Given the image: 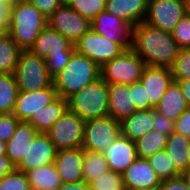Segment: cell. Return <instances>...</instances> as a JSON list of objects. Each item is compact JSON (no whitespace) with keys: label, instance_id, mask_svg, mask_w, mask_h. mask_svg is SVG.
Segmentation results:
<instances>
[{"label":"cell","instance_id":"obj_1","mask_svg":"<svg viewBox=\"0 0 190 190\" xmlns=\"http://www.w3.org/2000/svg\"><path fill=\"white\" fill-rule=\"evenodd\" d=\"M132 50L146 66L171 68L180 48L170 32L142 21L134 26Z\"/></svg>","mask_w":190,"mask_h":190},{"label":"cell","instance_id":"obj_2","mask_svg":"<svg viewBox=\"0 0 190 190\" xmlns=\"http://www.w3.org/2000/svg\"><path fill=\"white\" fill-rule=\"evenodd\" d=\"M47 25V17L28 0L10 7L8 34L21 50H29Z\"/></svg>","mask_w":190,"mask_h":190},{"label":"cell","instance_id":"obj_3","mask_svg":"<svg viewBox=\"0 0 190 190\" xmlns=\"http://www.w3.org/2000/svg\"><path fill=\"white\" fill-rule=\"evenodd\" d=\"M100 68L88 57L74 52L65 68L53 77V86L59 97L68 99L86 85L101 77Z\"/></svg>","mask_w":190,"mask_h":190},{"label":"cell","instance_id":"obj_4","mask_svg":"<svg viewBox=\"0 0 190 190\" xmlns=\"http://www.w3.org/2000/svg\"><path fill=\"white\" fill-rule=\"evenodd\" d=\"M67 101L68 109L84 121L108 116V83L100 77L71 95Z\"/></svg>","mask_w":190,"mask_h":190},{"label":"cell","instance_id":"obj_5","mask_svg":"<svg viewBox=\"0 0 190 190\" xmlns=\"http://www.w3.org/2000/svg\"><path fill=\"white\" fill-rule=\"evenodd\" d=\"M13 74L19 91H39L53 85L45 59L29 50L21 51Z\"/></svg>","mask_w":190,"mask_h":190},{"label":"cell","instance_id":"obj_6","mask_svg":"<svg viewBox=\"0 0 190 190\" xmlns=\"http://www.w3.org/2000/svg\"><path fill=\"white\" fill-rule=\"evenodd\" d=\"M144 61L132 50H124L119 56L105 63L101 68V78L108 84H132L140 80Z\"/></svg>","mask_w":190,"mask_h":190},{"label":"cell","instance_id":"obj_7","mask_svg":"<svg viewBox=\"0 0 190 190\" xmlns=\"http://www.w3.org/2000/svg\"><path fill=\"white\" fill-rule=\"evenodd\" d=\"M85 121L69 109L45 133L57 150L81 148Z\"/></svg>","mask_w":190,"mask_h":190},{"label":"cell","instance_id":"obj_8","mask_svg":"<svg viewBox=\"0 0 190 190\" xmlns=\"http://www.w3.org/2000/svg\"><path fill=\"white\" fill-rule=\"evenodd\" d=\"M121 135L120 121L110 115L85 121L82 148L92 152H103Z\"/></svg>","mask_w":190,"mask_h":190},{"label":"cell","instance_id":"obj_9","mask_svg":"<svg viewBox=\"0 0 190 190\" xmlns=\"http://www.w3.org/2000/svg\"><path fill=\"white\" fill-rule=\"evenodd\" d=\"M75 51L88 57L99 67L119 56L125 49L118 43L96 33L90 28L74 43Z\"/></svg>","mask_w":190,"mask_h":190},{"label":"cell","instance_id":"obj_10","mask_svg":"<svg viewBox=\"0 0 190 190\" xmlns=\"http://www.w3.org/2000/svg\"><path fill=\"white\" fill-rule=\"evenodd\" d=\"M184 15V0H149L144 22L171 33Z\"/></svg>","mask_w":190,"mask_h":190},{"label":"cell","instance_id":"obj_11","mask_svg":"<svg viewBox=\"0 0 190 190\" xmlns=\"http://www.w3.org/2000/svg\"><path fill=\"white\" fill-rule=\"evenodd\" d=\"M47 19L49 26L73 44L91 28V22L74 11L69 5L59 6Z\"/></svg>","mask_w":190,"mask_h":190},{"label":"cell","instance_id":"obj_12","mask_svg":"<svg viewBox=\"0 0 190 190\" xmlns=\"http://www.w3.org/2000/svg\"><path fill=\"white\" fill-rule=\"evenodd\" d=\"M91 28L110 41L120 44L125 50L133 47L134 26L110 14L106 10L100 12L92 21Z\"/></svg>","mask_w":190,"mask_h":190},{"label":"cell","instance_id":"obj_13","mask_svg":"<svg viewBox=\"0 0 190 190\" xmlns=\"http://www.w3.org/2000/svg\"><path fill=\"white\" fill-rule=\"evenodd\" d=\"M56 155L55 145L46 134L39 133L27 146L25 156L16 169L27 172L43 165L53 164Z\"/></svg>","mask_w":190,"mask_h":190},{"label":"cell","instance_id":"obj_14","mask_svg":"<svg viewBox=\"0 0 190 190\" xmlns=\"http://www.w3.org/2000/svg\"><path fill=\"white\" fill-rule=\"evenodd\" d=\"M57 97L53 85L39 91H19L13 114L21 122H27L33 114L52 103Z\"/></svg>","mask_w":190,"mask_h":190},{"label":"cell","instance_id":"obj_15","mask_svg":"<svg viewBox=\"0 0 190 190\" xmlns=\"http://www.w3.org/2000/svg\"><path fill=\"white\" fill-rule=\"evenodd\" d=\"M145 89L146 100L155 107L173 81L170 68L145 66L139 80Z\"/></svg>","mask_w":190,"mask_h":190},{"label":"cell","instance_id":"obj_16","mask_svg":"<svg viewBox=\"0 0 190 190\" xmlns=\"http://www.w3.org/2000/svg\"><path fill=\"white\" fill-rule=\"evenodd\" d=\"M102 154L111 171L123 174L137 158L135 141L119 135Z\"/></svg>","mask_w":190,"mask_h":190},{"label":"cell","instance_id":"obj_17","mask_svg":"<svg viewBox=\"0 0 190 190\" xmlns=\"http://www.w3.org/2000/svg\"><path fill=\"white\" fill-rule=\"evenodd\" d=\"M84 149H60L54 160L62 183H76L83 180Z\"/></svg>","mask_w":190,"mask_h":190},{"label":"cell","instance_id":"obj_18","mask_svg":"<svg viewBox=\"0 0 190 190\" xmlns=\"http://www.w3.org/2000/svg\"><path fill=\"white\" fill-rule=\"evenodd\" d=\"M122 175L123 185L128 190L159 188L161 185L160 178L145 158L137 157Z\"/></svg>","mask_w":190,"mask_h":190},{"label":"cell","instance_id":"obj_19","mask_svg":"<svg viewBox=\"0 0 190 190\" xmlns=\"http://www.w3.org/2000/svg\"><path fill=\"white\" fill-rule=\"evenodd\" d=\"M29 51L43 59L48 53H62V51H75L74 44L59 32L47 25L39 34Z\"/></svg>","mask_w":190,"mask_h":190},{"label":"cell","instance_id":"obj_20","mask_svg":"<svg viewBox=\"0 0 190 190\" xmlns=\"http://www.w3.org/2000/svg\"><path fill=\"white\" fill-rule=\"evenodd\" d=\"M149 0H106L105 10L135 26L145 20Z\"/></svg>","mask_w":190,"mask_h":190},{"label":"cell","instance_id":"obj_21","mask_svg":"<svg viewBox=\"0 0 190 190\" xmlns=\"http://www.w3.org/2000/svg\"><path fill=\"white\" fill-rule=\"evenodd\" d=\"M109 115L121 121L136 112L132 102V84H108Z\"/></svg>","mask_w":190,"mask_h":190},{"label":"cell","instance_id":"obj_22","mask_svg":"<svg viewBox=\"0 0 190 190\" xmlns=\"http://www.w3.org/2000/svg\"><path fill=\"white\" fill-rule=\"evenodd\" d=\"M37 130L27 122H19L13 136L6 143V156L17 167L30 142L38 135Z\"/></svg>","mask_w":190,"mask_h":190},{"label":"cell","instance_id":"obj_23","mask_svg":"<svg viewBox=\"0 0 190 190\" xmlns=\"http://www.w3.org/2000/svg\"><path fill=\"white\" fill-rule=\"evenodd\" d=\"M188 108L189 105L176 81L171 82L159 103L154 107L156 112L173 121H176Z\"/></svg>","mask_w":190,"mask_h":190},{"label":"cell","instance_id":"obj_24","mask_svg":"<svg viewBox=\"0 0 190 190\" xmlns=\"http://www.w3.org/2000/svg\"><path fill=\"white\" fill-rule=\"evenodd\" d=\"M154 128V109L136 111L120 121L121 135L136 141Z\"/></svg>","mask_w":190,"mask_h":190},{"label":"cell","instance_id":"obj_25","mask_svg":"<svg viewBox=\"0 0 190 190\" xmlns=\"http://www.w3.org/2000/svg\"><path fill=\"white\" fill-rule=\"evenodd\" d=\"M67 109V99L58 96L52 103L33 114L27 123L31 124L38 133L45 134Z\"/></svg>","mask_w":190,"mask_h":190},{"label":"cell","instance_id":"obj_26","mask_svg":"<svg viewBox=\"0 0 190 190\" xmlns=\"http://www.w3.org/2000/svg\"><path fill=\"white\" fill-rule=\"evenodd\" d=\"M25 174L31 190H58L62 185L54 163L28 170Z\"/></svg>","mask_w":190,"mask_h":190},{"label":"cell","instance_id":"obj_27","mask_svg":"<svg viewBox=\"0 0 190 190\" xmlns=\"http://www.w3.org/2000/svg\"><path fill=\"white\" fill-rule=\"evenodd\" d=\"M190 138L177 132H173L167 137L165 147L166 153L169 154L175 168L182 173L188 169V151Z\"/></svg>","mask_w":190,"mask_h":190},{"label":"cell","instance_id":"obj_28","mask_svg":"<svg viewBox=\"0 0 190 190\" xmlns=\"http://www.w3.org/2000/svg\"><path fill=\"white\" fill-rule=\"evenodd\" d=\"M18 94L14 74L0 73V114L13 113Z\"/></svg>","mask_w":190,"mask_h":190},{"label":"cell","instance_id":"obj_29","mask_svg":"<svg viewBox=\"0 0 190 190\" xmlns=\"http://www.w3.org/2000/svg\"><path fill=\"white\" fill-rule=\"evenodd\" d=\"M167 137L155 130L143 135L135 141L137 157L147 159L156 152L165 150Z\"/></svg>","mask_w":190,"mask_h":190},{"label":"cell","instance_id":"obj_30","mask_svg":"<svg viewBox=\"0 0 190 190\" xmlns=\"http://www.w3.org/2000/svg\"><path fill=\"white\" fill-rule=\"evenodd\" d=\"M21 51L9 34L0 38V73H14Z\"/></svg>","mask_w":190,"mask_h":190},{"label":"cell","instance_id":"obj_31","mask_svg":"<svg viewBox=\"0 0 190 190\" xmlns=\"http://www.w3.org/2000/svg\"><path fill=\"white\" fill-rule=\"evenodd\" d=\"M83 180L91 183L96 177L110 170L105 156L101 152L84 150Z\"/></svg>","mask_w":190,"mask_h":190},{"label":"cell","instance_id":"obj_32","mask_svg":"<svg viewBox=\"0 0 190 190\" xmlns=\"http://www.w3.org/2000/svg\"><path fill=\"white\" fill-rule=\"evenodd\" d=\"M147 160L161 181L176 178L181 175L165 150L156 152L148 157Z\"/></svg>","mask_w":190,"mask_h":190},{"label":"cell","instance_id":"obj_33","mask_svg":"<svg viewBox=\"0 0 190 190\" xmlns=\"http://www.w3.org/2000/svg\"><path fill=\"white\" fill-rule=\"evenodd\" d=\"M106 0H72L69 6L90 22L105 10Z\"/></svg>","mask_w":190,"mask_h":190},{"label":"cell","instance_id":"obj_34","mask_svg":"<svg viewBox=\"0 0 190 190\" xmlns=\"http://www.w3.org/2000/svg\"><path fill=\"white\" fill-rule=\"evenodd\" d=\"M91 190H120L124 187L123 175L108 170L90 183Z\"/></svg>","mask_w":190,"mask_h":190},{"label":"cell","instance_id":"obj_35","mask_svg":"<svg viewBox=\"0 0 190 190\" xmlns=\"http://www.w3.org/2000/svg\"><path fill=\"white\" fill-rule=\"evenodd\" d=\"M0 190H31L25 172L14 169L0 179Z\"/></svg>","mask_w":190,"mask_h":190},{"label":"cell","instance_id":"obj_36","mask_svg":"<svg viewBox=\"0 0 190 190\" xmlns=\"http://www.w3.org/2000/svg\"><path fill=\"white\" fill-rule=\"evenodd\" d=\"M170 69L173 80H190V48L180 49Z\"/></svg>","mask_w":190,"mask_h":190},{"label":"cell","instance_id":"obj_37","mask_svg":"<svg viewBox=\"0 0 190 190\" xmlns=\"http://www.w3.org/2000/svg\"><path fill=\"white\" fill-rule=\"evenodd\" d=\"M75 51H62V53H48L45 58L49 74L54 77L60 73L70 61Z\"/></svg>","mask_w":190,"mask_h":190},{"label":"cell","instance_id":"obj_38","mask_svg":"<svg viewBox=\"0 0 190 190\" xmlns=\"http://www.w3.org/2000/svg\"><path fill=\"white\" fill-rule=\"evenodd\" d=\"M171 34L180 49L190 48V16L184 15Z\"/></svg>","mask_w":190,"mask_h":190},{"label":"cell","instance_id":"obj_39","mask_svg":"<svg viewBox=\"0 0 190 190\" xmlns=\"http://www.w3.org/2000/svg\"><path fill=\"white\" fill-rule=\"evenodd\" d=\"M20 120L13 114H0V140L8 142Z\"/></svg>","mask_w":190,"mask_h":190},{"label":"cell","instance_id":"obj_40","mask_svg":"<svg viewBox=\"0 0 190 190\" xmlns=\"http://www.w3.org/2000/svg\"><path fill=\"white\" fill-rule=\"evenodd\" d=\"M132 102L137 111L154 109L149 100H146L145 89L140 81L132 83Z\"/></svg>","mask_w":190,"mask_h":190},{"label":"cell","instance_id":"obj_41","mask_svg":"<svg viewBox=\"0 0 190 190\" xmlns=\"http://www.w3.org/2000/svg\"><path fill=\"white\" fill-rule=\"evenodd\" d=\"M153 130L163 133L166 136H170L175 130V121L156 112L154 109V128H153Z\"/></svg>","mask_w":190,"mask_h":190},{"label":"cell","instance_id":"obj_42","mask_svg":"<svg viewBox=\"0 0 190 190\" xmlns=\"http://www.w3.org/2000/svg\"><path fill=\"white\" fill-rule=\"evenodd\" d=\"M32 5L37 7L41 13L49 18L55 10L61 6L60 0H28Z\"/></svg>","mask_w":190,"mask_h":190},{"label":"cell","instance_id":"obj_43","mask_svg":"<svg viewBox=\"0 0 190 190\" xmlns=\"http://www.w3.org/2000/svg\"><path fill=\"white\" fill-rule=\"evenodd\" d=\"M174 132L190 138V107L175 121Z\"/></svg>","mask_w":190,"mask_h":190},{"label":"cell","instance_id":"obj_44","mask_svg":"<svg viewBox=\"0 0 190 190\" xmlns=\"http://www.w3.org/2000/svg\"><path fill=\"white\" fill-rule=\"evenodd\" d=\"M159 190H190L181 176L176 178L162 180Z\"/></svg>","mask_w":190,"mask_h":190},{"label":"cell","instance_id":"obj_45","mask_svg":"<svg viewBox=\"0 0 190 190\" xmlns=\"http://www.w3.org/2000/svg\"><path fill=\"white\" fill-rule=\"evenodd\" d=\"M10 6L0 1V38L8 34Z\"/></svg>","mask_w":190,"mask_h":190},{"label":"cell","instance_id":"obj_46","mask_svg":"<svg viewBox=\"0 0 190 190\" xmlns=\"http://www.w3.org/2000/svg\"><path fill=\"white\" fill-rule=\"evenodd\" d=\"M15 168L16 167L6 155L0 156V179L12 172Z\"/></svg>","mask_w":190,"mask_h":190},{"label":"cell","instance_id":"obj_47","mask_svg":"<svg viewBox=\"0 0 190 190\" xmlns=\"http://www.w3.org/2000/svg\"><path fill=\"white\" fill-rule=\"evenodd\" d=\"M58 190H91L90 184L84 181L76 183H62Z\"/></svg>","mask_w":190,"mask_h":190},{"label":"cell","instance_id":"obj_48","mask_svg":"<svg viewBox=\"0 0 190 190\" xmlns=\"http://www.w3.org/2000/svg\"><path fill=\"white\" fill-rule=\"evenodd\" d=\"M173 81H176L179 84L182 94L185 97V100L187 101L190 107V80H173Z\"/></svg>","mask_w":190,"mask_h":190},{"label":"cell","instance_id":"obj_49","mask_svg":"<svg viewBox=\"0 0 190 190\" xmlns=\"http://www.w3.org/2000/svg\"><path fill=\"white\" fill-rule=\"evenodd\" d=\"M180 176L184 179L186 185L190 188V168L183 171Z\"/></svg>","mask_w":190,"mask_h":190},{"label":"cell","instance_id":"obj_50","mask_svg":"<svg viewBox=\"0 0 190 190\" xmlns=\"http://www.w3.org/2000/svg\"><path fill=\"white\" fill-rule=\"evenodd\" d=\"M6 155V142L0 140V156Z\"/></svg>","mask_w":190,"mask_h":190},{"label":"cell","instance_id":"obj_51","mask_svg":"<svg viewBox=\"0 0 190 190\" xmlns=\"http://www.w3.org/2000/svg\"><path fill=\"white\" fill-rule=\"evenodd\" d=\"M185 2V15L190 16V0H184Z\"/></svg>","mask_w":190,"mask_h":190},{"label":"cell","instance_id":"obj_52","mask_svg":"<svg viewBox=\"0 0 190 190\" xmlns=\"http://www.w3.org/2000/svg\"><path fill=\"white\" fill-rule=\"evenodd\" d=\"M0 1L11 7L17 0H0Z\"/></svg>","mask_w":190,"mask_h":190},{"label":"cell","instance_id":"obj_53","mask_svg":"<svg viewBox=\"0 0 190 190\" xmlns=\"http://www.w3.org/2000/svg\"><path fill=\"white\" fill-rule=\"evenodd\" d=\"M72 0H60L62 5H69Z\"/></svg>","mask_w":190,"mask_h":190},{"label":"cell","instance_id":"obj_54","mask_svg":"<svg viewBox=\"0 0 190 190\" xmlns=\"http://www.w3.org/2000/svg\"><path fill=\"white\" fill-rule=\"evenodd\" d=\"M188 168H190V146H189V151H188Z\"/></svg>","mask_w":190,"mask_h":190},{"label":"cell","instance_id":"obj_55","mask_svg":"<svg viewBox=\"0 0 190 190\" xmlns=\"http://www.w3.org/2000/svg\"><path fill=\"white\" fill-rule=\"evenodd\" d=\"M139 190H159V188L139 189Z\"/></svg>","mask_w":190,"mask_h":190},{"label":"cell","instance_id":"obj_56","mask_svg":"<svg viewBox=\"0 0 190 190\" xmlns=\"http://www.w3.org/2000/svg\"><path fill=\"white\" fill-rule=\"evenodd\" d=\"M120 190H128L125 186L122 188V189H120Z\"/></svg>","mask_w":190,"mask_h":190}]
</instances>
